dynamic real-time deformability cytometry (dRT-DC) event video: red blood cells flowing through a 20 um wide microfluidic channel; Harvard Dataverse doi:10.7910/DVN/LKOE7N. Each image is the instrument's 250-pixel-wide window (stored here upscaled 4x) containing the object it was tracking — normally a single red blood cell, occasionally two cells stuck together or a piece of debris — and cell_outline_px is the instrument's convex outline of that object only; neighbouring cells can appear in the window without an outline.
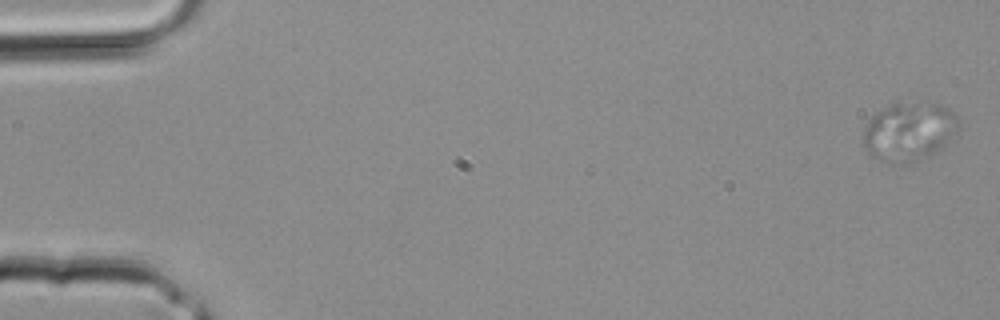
{"species": "common noctule bat (a hibernating species)", "species_latin": "Nyctalus noctula", "temperature_condition": "room temperature", "stored_images_in_passage": 3, "camera_frame_rate_fps": 3000, "um_per_image_px": 0.085, "animal": {"sex": "male", "body_mass_g": 20.4}, "frame": {"image": 1, "passage_image": 1, "time_ms": 0.0, "image_size_px": [1000, 320], "cell_outline_px": [[960, 124], [956, 132], [940, 148], [916, 160], [900, 164], [892, 164], [880, 160], [872, 156], [868, 152], [864, 144], [864, 128], [868, 120], [876, 112], [888, 104], [896, 100], [940, 104], [948, 108], [960, 120]], "centroid_in_image_um": [77.24, 11.12], "position_along_channel_um": 7.8, "area_um2": 32.71}}